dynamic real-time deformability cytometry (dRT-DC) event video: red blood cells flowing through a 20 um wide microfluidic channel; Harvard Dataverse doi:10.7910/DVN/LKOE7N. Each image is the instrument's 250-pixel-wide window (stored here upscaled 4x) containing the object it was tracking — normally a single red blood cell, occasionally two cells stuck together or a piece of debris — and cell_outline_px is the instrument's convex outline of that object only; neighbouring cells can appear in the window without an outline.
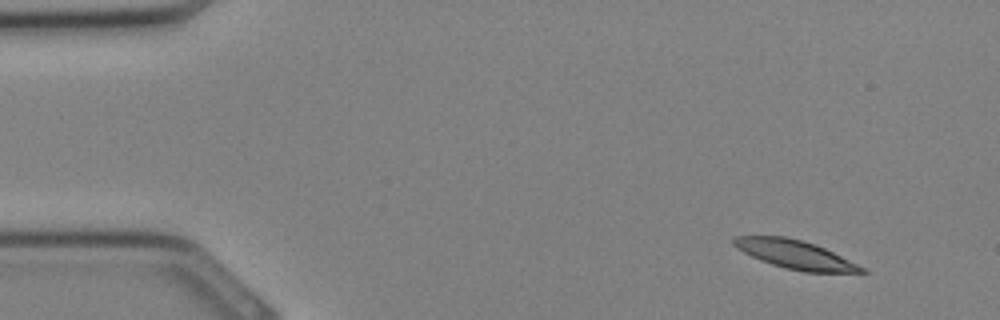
{"species": "Egyptian fruit bat (a non-hibernating species)", "species_latin": "Rousettus aegyptiacus", "temperature_condition": "cold", "stored_images_in_passage": 10, "camera_frame_rate_fps": 3000, "um_per_image_px": 0.085, "animal": {"sex": "female"}, "frame": {"image": 1, "passage_image": 1, "time_ms": 0.0, "image_size_px": [1000, 320], "cell_outline_px": [[868, 272], [804, 272], [784, 268], [760, 260], [736, 248], [732, 244], [732, 240], [736, 236], [784, 236], [816, 244], [864, 268]], "centroid_in_image_um": [67.53, 21.63], "position_along_channel_um": 17.5, "area_um2": 20.92}}
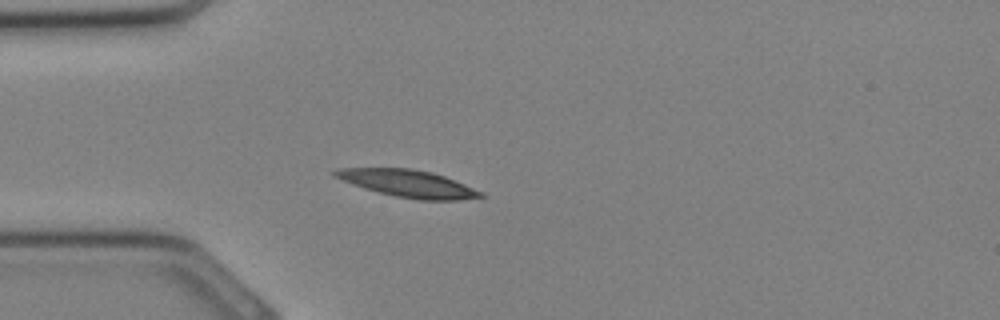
{"frame": {"image": 2, "passage_image": 7, "time_ms": 2.0, "image_size_px": [1000, 320], "cell_outline_px": [[484, 196], [460, 200], [420, 200], [396, 196], [364, 188], [332, 176], [332, 172], [336, 168], [412, 168], [432, 172], [444, 176], [484, 192]], "centroid_in_image_um": [34.68, 15.59], "position_along_channel_um": 50.3, "area_um2": 22.95}}
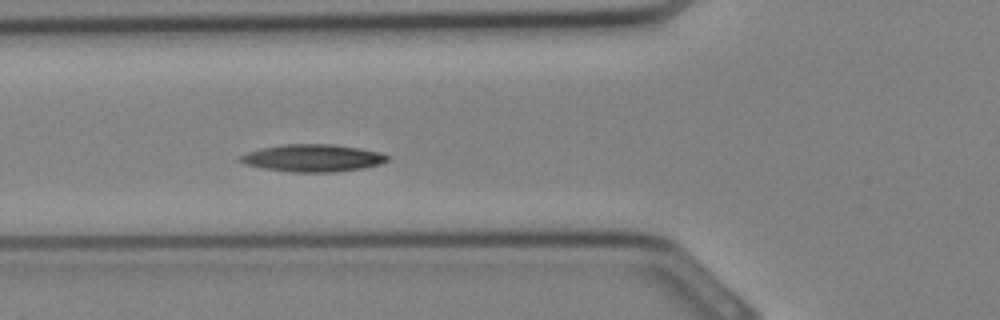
{"frame": {"image": 3, "passage_image": 10, "time_ms": 3.0, "image_size_px": [1000, 320], "cell_outline_px": [[392, 156], [388, 160], [380, 164], [360, 168], [336, 172], [292, 172], [264, 168], [244, 164], [236, 160], [240, 156], [248, 152], [260, 148], [280, 144], [332, 144], [360, 148], [380, 152]], "centroid_in_image_um": [26.57, 13.42], "position_along_channel_um": 99.2, "area_um2": 23.58}}